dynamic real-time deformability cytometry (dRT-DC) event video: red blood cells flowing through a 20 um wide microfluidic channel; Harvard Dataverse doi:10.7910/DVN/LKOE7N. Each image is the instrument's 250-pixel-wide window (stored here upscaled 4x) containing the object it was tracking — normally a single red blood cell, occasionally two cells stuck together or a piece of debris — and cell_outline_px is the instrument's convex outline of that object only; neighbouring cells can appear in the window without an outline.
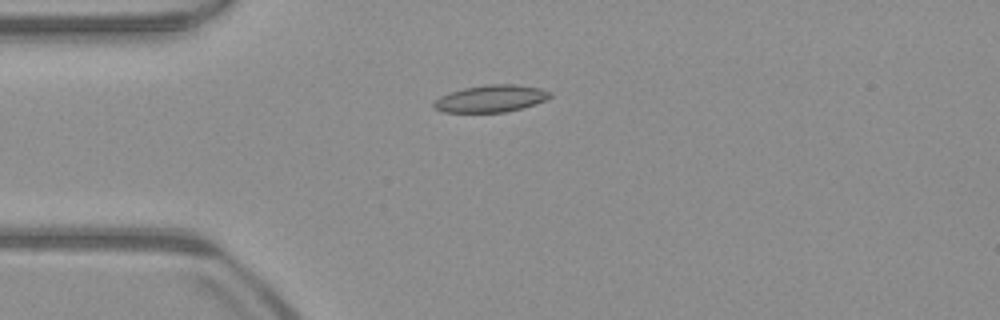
{"species": "common noctule bat (a hibernating species)", "species_latin": "Nyctalus noctula", "temperature_condition": "warm", "stored_images_in_passage": 40, "camera_frame_rate_fps": 3000, "um_per_image_px": 0.085, "animal": {"sex": "male", "body_mass_g": 23.1, "forearm_length_mm": 52.7}, "frame": {"image": 1, "passage_image": 1, "time_ms": 0.0, "image_size_px": [1000, 320], "cell_outline_px": [[552, 96], [536, 104], [524, 108], [504, 112], [444, 112], [436, 108], [432, 104], [440, 96], [464, 88], [484, 84], [516, 84], [540, 88], [552, 92]], "centroid_in_image_um": [41.77, 8.37], "position_along_channel_um": 43.2, "area_um2": 18.32}}
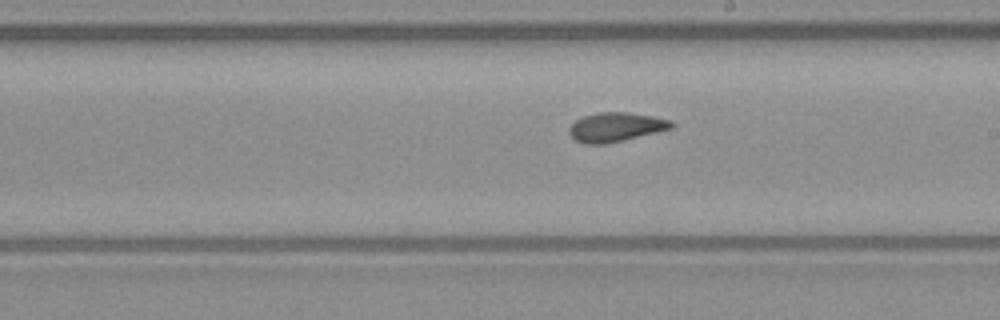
{"frame": {"image": 2, "passage_image": 17, "time_ms": 5.333, "image_size_px": [1000, 320], "cell_outline_px": [[672, 128], [624, 140], [604, 144], [584, 144], [576, 140], [568, 132], [568, 128], [576, 120], [584, 116], [596, 112], [628, 112], [652, 116], [672, 120]], "centroid_in_image_um": [52.32, 10.79], "position_along_channel_um": 236.7, "area_um2": 17.28}}
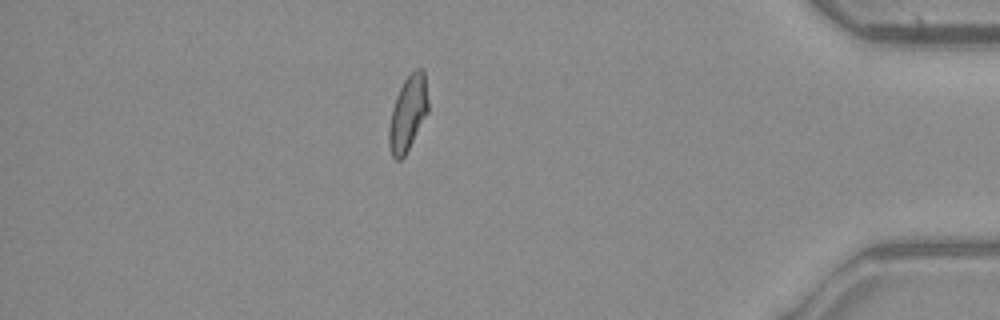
{"frame": {"image": 3, "passage_image": 33, "time_ms": 10.667, "image_size_px": [1000, 320], "cell_outline_px": [[428, 112], [404, 156], [400, 160], [396, 160], [392, 156], [388, 144], [388, 128], [392, 108], [396, 96], [404, 80], [416, 68], [424, 68], [428, 100]], "centroid_in_image_um": [34.66, 9.62], "position_along_channel_um": 400.5, "area_um2": 17.11}, "authors_computed_cell_mechanics": {"area_um2": 17.1666, "velocity_mm_per_s": 3.94, "shape_relaxation_time_tau1_ms": null, "shape_relaxation_time_tau2_ms": 3.1479, "deformation_change_tau1": null, "deformation_change_tau2": 0.086}}